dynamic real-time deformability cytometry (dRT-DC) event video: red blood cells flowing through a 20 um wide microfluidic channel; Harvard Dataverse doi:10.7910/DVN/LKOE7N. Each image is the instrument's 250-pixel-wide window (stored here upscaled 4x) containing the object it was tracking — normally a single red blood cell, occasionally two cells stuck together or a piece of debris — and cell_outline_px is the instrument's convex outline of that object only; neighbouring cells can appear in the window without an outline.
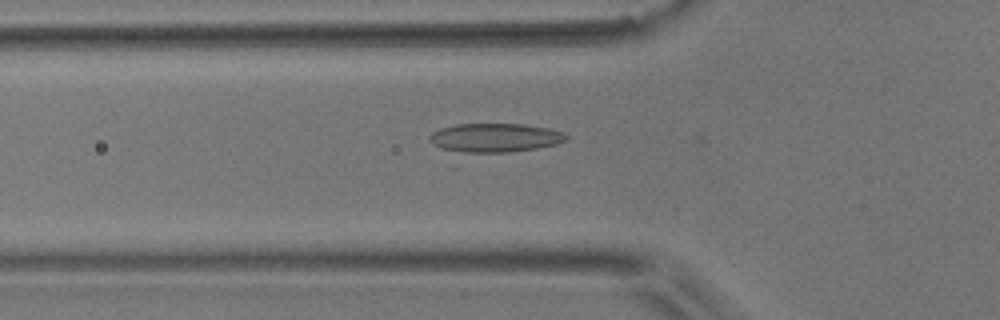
{"species": "common noctule bat (a hibernating species)", "species_latin": "Nyctalus noctula", "temperature_condition": "room temperature", "stored_images_in_passage": 51, "camera_frame_rate_fps": 3000, "um_per_image_px": 0.085, "animal": {"sex": "male", "body_mass_g": 17.9}, "frame": {"image": 1, "passage_image": 15, "time_ms": 4.667, "image_size_px": [1000, 320], "cell_outline_px": [[568, 140], [556, 144], [536, 148], [512, 152], [452, 152], [440, 148], [432, 144], [428, 140], [428, 136], [432, 132], [440, 128], [456, 124], [524, 124], [548, 128], [564, 132], [568, 136]], "centroid_in_image_um": [42.04, 11.71], "position_along_channel_um": 83.8, "area_um2": 23.24}}
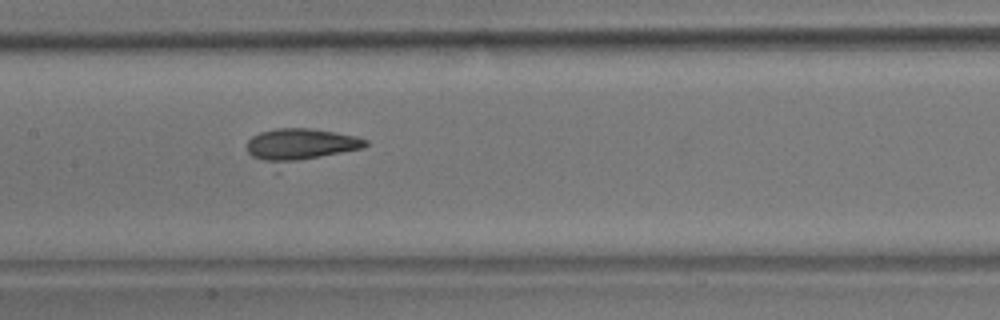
{"frame": {"image": 2, "passage_image": 23, "time_ms": 7.333, "image_size_px": [1000, 320], "cell_outline_px": [[368, 144], [364, 148], [276, 172], [252, 156], [248, 152], [248, 140], [252, 136], [260, 132], [276, 128], [308, 128], [356, 136], [368, 140]], "centroid_in_image_um": [25.5, 12.46], "position_along_channel_um": 181.9, "area_um2": 24.74}}
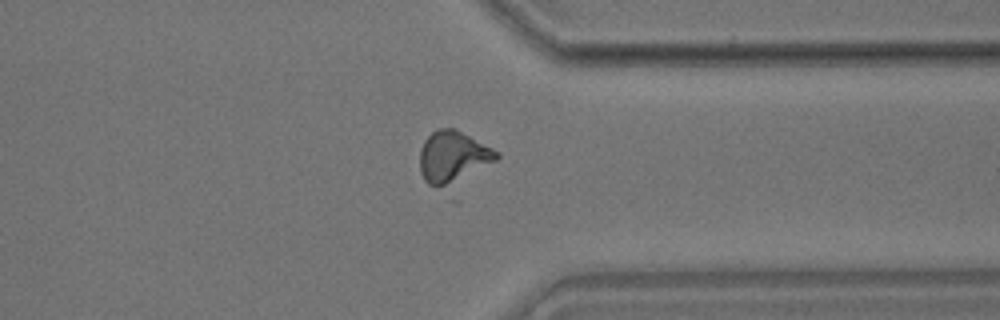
{"frame": {"image": 3, "passage_image": 39, "time_ms": 12.667, "image_size_px": [1000, 320], "cell_outline_px": [[500, 156], [496, 160], [444, 184], [428, 184], [424, 180], [420, 172], [420, 148], [424, 140], [436, 128], [456, 128], [492, 148]], "centroid_in_image_um": [38.44, 13.22], "position_along_channel_um": 373.0, "area_um2": 21.85}}